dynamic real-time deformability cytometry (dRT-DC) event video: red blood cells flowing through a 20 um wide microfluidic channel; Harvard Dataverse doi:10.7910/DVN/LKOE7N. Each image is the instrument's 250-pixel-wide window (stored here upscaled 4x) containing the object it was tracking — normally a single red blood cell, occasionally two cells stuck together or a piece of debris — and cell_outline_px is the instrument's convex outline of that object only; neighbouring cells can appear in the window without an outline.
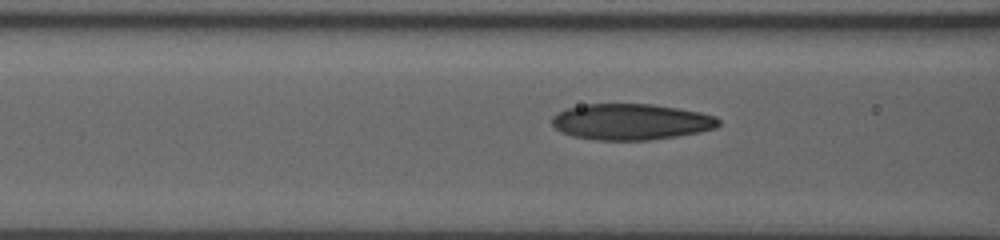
{"species": "human", "species_latin": "Homo sapiens", "temperature_condition": "room temperature", "stored_images_in_passage": 9, "camera_frame_rate_fps": 3000, "um_per_image_px": 0.085, "donor": {"sex": "male"}, "frame": {"image": 1, "passage_image": 7, "time_ms": 2.333, "image_size_px": [1000, 240], "cell_outline_px": [[720, 124], [716, 128], [676, 136], [648, 140], [596, 140], [572, 136], [560, 132], [552, 124], [552, 116], [556, 112], [568, 108], [588, 104], [652, 104], [700, 112], [716, 116], [720, 120]], "centroid_in_image_um": [53.61, 10.35], "position_along_channel_um": 113.0, "area_um2": 34.97}}